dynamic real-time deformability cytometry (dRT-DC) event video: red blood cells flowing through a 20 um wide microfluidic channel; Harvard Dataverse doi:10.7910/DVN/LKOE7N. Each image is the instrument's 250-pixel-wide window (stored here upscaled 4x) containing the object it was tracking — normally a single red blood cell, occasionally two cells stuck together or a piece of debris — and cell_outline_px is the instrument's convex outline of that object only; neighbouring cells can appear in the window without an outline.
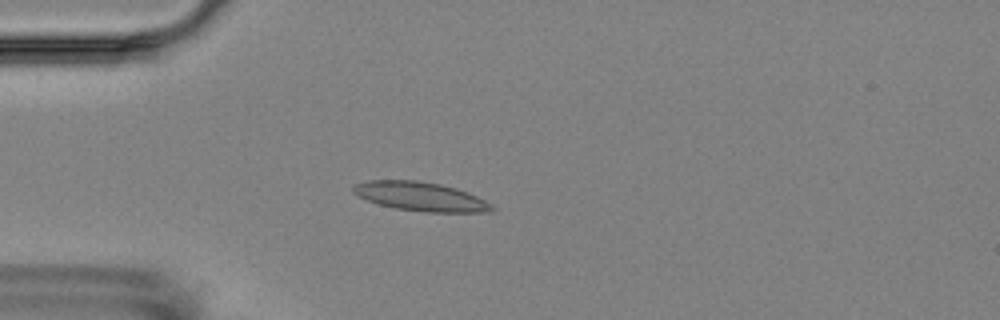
{"species": "Egyptian fruit bat (a non-hibernating species)", "species_latin": "Rousettus aegyptiacus", "temperature_condition": "room temperature", "stored_images_in_passage": 5, "camera_frame_rate_fps": 3000, "um_per_image_px": 0.085, "animal": {"sex": "female"}, "frame": {"image": 1, "passage_image": 5, "time_ms": 4.667, "image_size_px": [1000, 320], "cell_outline_px": [[496, 208], [492, 212], [424, 212], [396, 208], [380, 204], [356, 196], [352, 192], [352, 184], [368, 180], [416, 180], [440, 184], [456, 188], [468, 192], [492, 204]], "centroid_in_image_um": [35.73, 16.7], "position_along_channel_um": 49.3, "area_um2": 23.52}}